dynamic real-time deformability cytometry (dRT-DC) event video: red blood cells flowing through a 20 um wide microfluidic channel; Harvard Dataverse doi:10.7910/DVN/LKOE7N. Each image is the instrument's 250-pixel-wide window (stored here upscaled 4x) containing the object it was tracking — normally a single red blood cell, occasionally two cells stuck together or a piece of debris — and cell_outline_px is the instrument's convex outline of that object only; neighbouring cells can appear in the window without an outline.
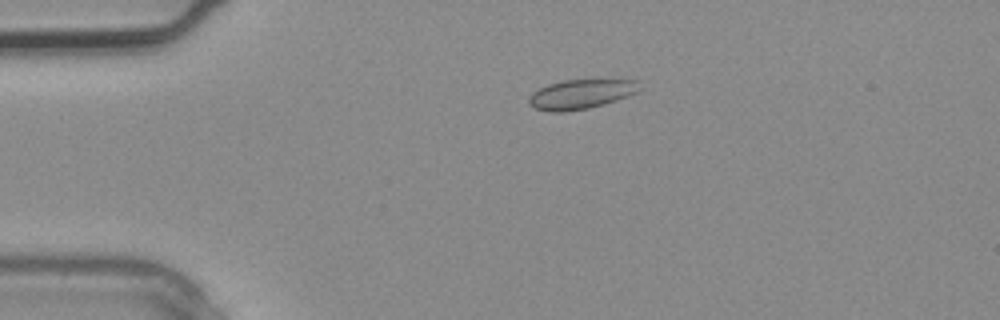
{"species": "common noctule bat (a hibernating species)", "species_latin": "Nyctalus noctula", "temperature_condition": "warm", "stored_images_in_passage": 2, "camera_frame_rate_fps": 3000, "um_per_image_px": 0.085, "animal": {"sex": "male", "body_mass_g": 20.4}, "frame": {"image": 1, "passage_image": 2, "time_ms": 0.333, "image_size_px": [1000, 320], "cell_outline_px": [[636, 92], [628, 96], [604, 104], [588, 108], [564, 112], [552, 112], [536, 108], [528, 104], [528, 96], [532, 92], [548, 84], [564, 80], [636, 80]], "centroid_in_image_um": [49.28, 8.02], "position_along_channel_um": 35.7, "area_um2": 18.67}}